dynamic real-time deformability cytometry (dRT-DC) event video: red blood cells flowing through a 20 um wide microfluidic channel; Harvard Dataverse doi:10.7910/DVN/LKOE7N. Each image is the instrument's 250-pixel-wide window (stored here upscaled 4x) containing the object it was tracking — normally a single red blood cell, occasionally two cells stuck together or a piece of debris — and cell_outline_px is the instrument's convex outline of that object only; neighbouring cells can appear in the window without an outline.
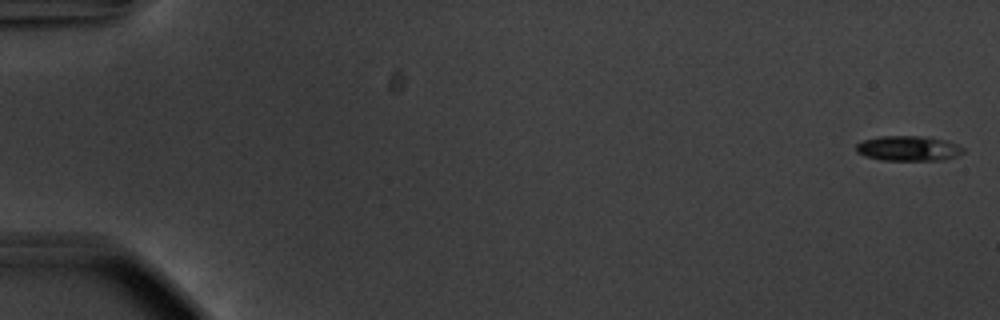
{"species": "common noctule bat (a hibernating species)", "species_latin": "Nyctalus noctula", "temperature_condition": "warm", "stored_images_in_passage": 55, "camera_frame_rate_fps": 3000, "um_per_image_px": 0.085, "animal": {"sex": "male", "body_mass_g": 20.1, "forearm_length_mm": 53.5}, "frame": {"image": 1, "passage_image": 1, "time_ms": 0.0, "image_size_px": [1000, 320], "cell_outline_px": [[964, 152], [956, 156], [940, 160], [880, 160], [864, 156], [856, 152], [856, 144], [864, 140], [880, 136], [924, 136], [948, 140], [964, 148]], "centroid_in_image_um": [77.2, 12.61], "position_along_channel_um": 7.8, "area_um2": 15.72}}
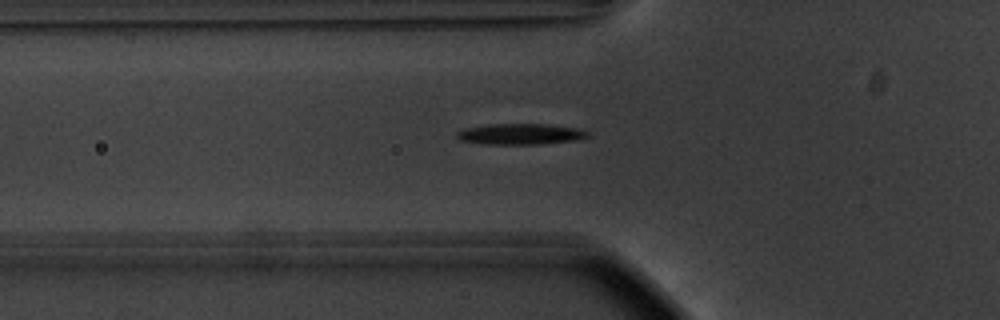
{"frame": {"image": 2, "passage_image": 20, "time_ms": 6.333, "image_size_px": [1000, 320], "cell_outline_px": [[588, 136], [576, 140], [540, 144], [484, 144], [460, 140], [456, 136], [456, 132], [464, 128], [488, 124], [548, 124], [580, 128], [588, 132]], "centroid_in_image_um": [44.22, 11.39], "position_along_channel_um": 81.6, "area_um2": 16.01}}
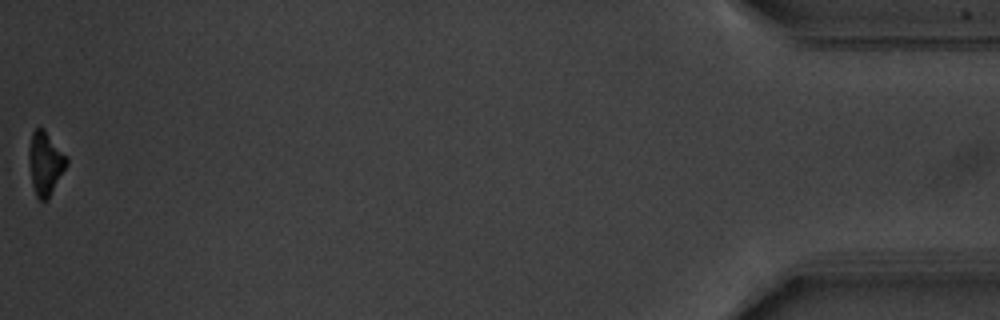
{"frame": {"image": 3, "passage_image": 55, "time_ms": 18.0, "image_size_px": [1000, 320], "cell_outline_px": [[68, 164], [48, 200], [40, 200], [36, 196], [32, 184], [28, 160], [28, 152], [32, 132], [36, 128], [44, 128], [68, 156]], "centroid_in_image_um": [3.86, 13.87], "position_along_channel_um": 431.3, "area_um2": 14.16}, "authors_computed_cell_mechanics": {"area_um2": 15.4326, "velocity_mm_per_s": 3.7535, "shape_relaxation_time_tau1_ms": 2.1207, "shape_relaxation_time_tau2_ms": null, "deformation_change_tau1": 0.1167, "deformation_change_tau2": null}}